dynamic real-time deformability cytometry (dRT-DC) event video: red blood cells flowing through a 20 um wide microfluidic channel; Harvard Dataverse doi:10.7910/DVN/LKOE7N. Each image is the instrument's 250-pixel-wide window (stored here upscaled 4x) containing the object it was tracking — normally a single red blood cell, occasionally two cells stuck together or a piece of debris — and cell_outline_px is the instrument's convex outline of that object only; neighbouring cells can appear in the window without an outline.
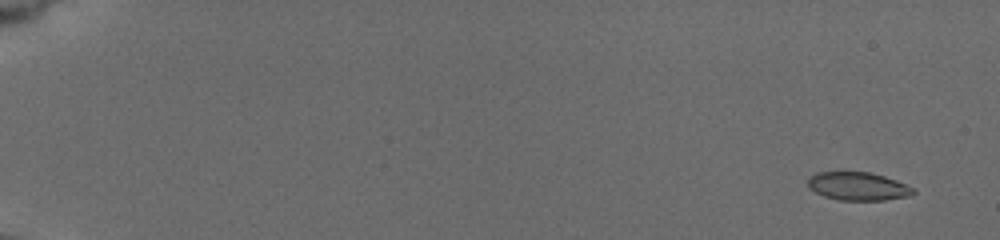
{"species": "common noctule bat (a hibernating species)", "species_latin": "Nyctalus noctula", "temperature_condition": "cold", "stored_images_in_passage": 15, "camera_frame_rate_fps": 3000, "um_per_image_px": 0.085, "animal": {"sex": "female", "body_mass_g": 19.5, "forearm_length_mm": 54.1}, "frame": {"image": 1, "passage_image": 1, "time_ms": 0.0, "image_size_px": [1000, 240], "cell_outline_px": [[916, 192], [908, 196], [884, 200], [840, 200], [824, 196], [816, 192], [808, 184], [808, 180], [812, 176], [820, 172], [868, 172], [884, 176], [896, 180], [912, 188]], "centroid_in_image_um": [72.95, 15.84], "position_along_channel_um": 12.1, "area_um2": 16.94}}
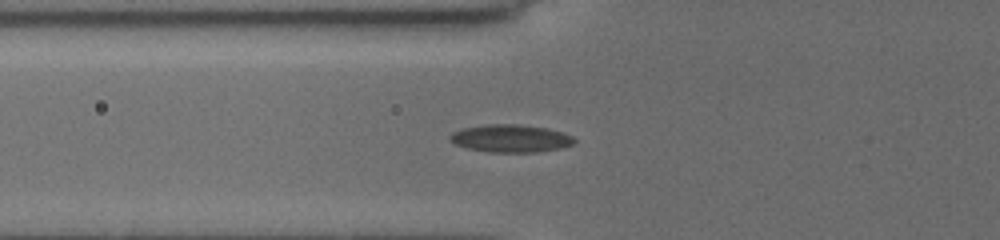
{"frame": {"image": 2, "passage_image": 9, "time_ms": 6.667, "image_size_px": [1000, 240], "cell_outline_px": [[576, 140], [572, 144], [556, 148], [536, 152], [488, 152], [468, 148], [456, 144], [448, 136], [452, 132], [464, 128], [488, 124], [520, 124], [544, 128], [560, 132], [572, 136]], "centroid_in_image_um": [43.37, 11.76], "position_along_channel_um": 82.4, "area_um2": 19.65}}
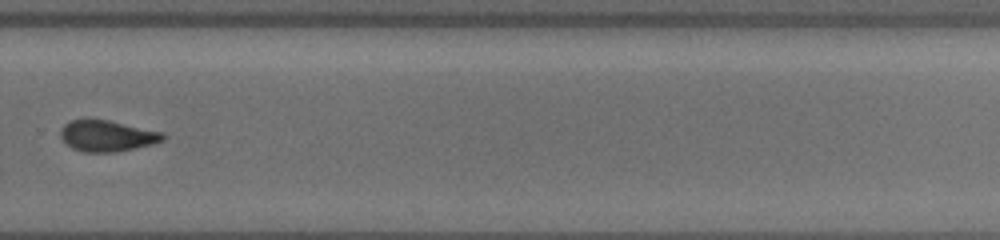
{"frame": {"image": 3, "passage_image": 15, "time_ms": 13.0, "image_size_px": [1000, 240], "cell_outline_px": [[164, 136], [160, 140], [152, 144], [112, 152], [84, 152], [72, 148], [60, 136], [60, 128], [64, 124], [72, 120], [88, 116], [108, 120], [164, 132]], "centroid_in_image_um": [9.03, 11.5], "position_along_channel_um": 320.8, "area_um2": 18.67}}